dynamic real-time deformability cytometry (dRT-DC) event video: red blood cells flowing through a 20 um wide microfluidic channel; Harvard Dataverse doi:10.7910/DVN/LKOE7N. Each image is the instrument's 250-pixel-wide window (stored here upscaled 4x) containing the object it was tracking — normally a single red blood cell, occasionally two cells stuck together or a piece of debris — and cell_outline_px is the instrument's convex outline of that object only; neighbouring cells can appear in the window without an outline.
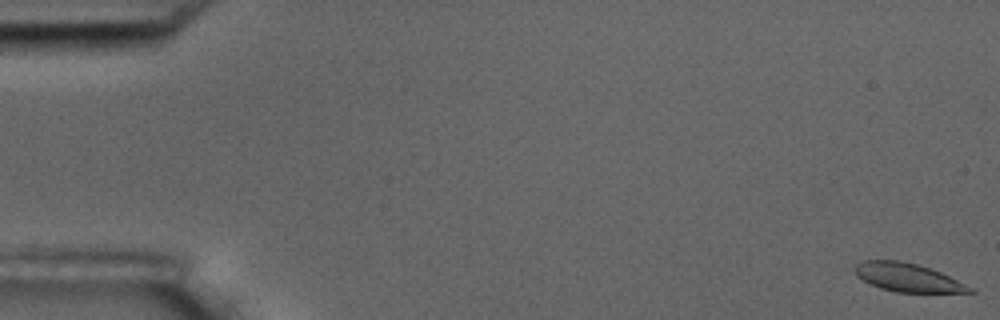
{"species": "common noctule bat (a hibernating species)", "species_latin": "Nyctalus noctula", "temperature_condition": "room temperature", "stored_images_in_passage": 6, "camera_frame_rate_fps": 3000, "um_per_image_px": 0.085, "animal": {"sex": "male", "body_mass_g": 17.5, "forearm_length_mm": 52.3}, "frame": {"image": 1, "passage_image": 1, "time_ms": 0.0, "image_size_px": [1000, 320], "cell_outline_px": [[976, 292], [896, 292], [880, 288], [856, 276], [852, 268], [856, 264], [864, 260], [900, 260], [916, 264], [940, 272], [972, 288]], "centroid_in_image_um": [77.08, 23.57], "position_along_channel_um": 7.9, "area_um2": 18.73}}
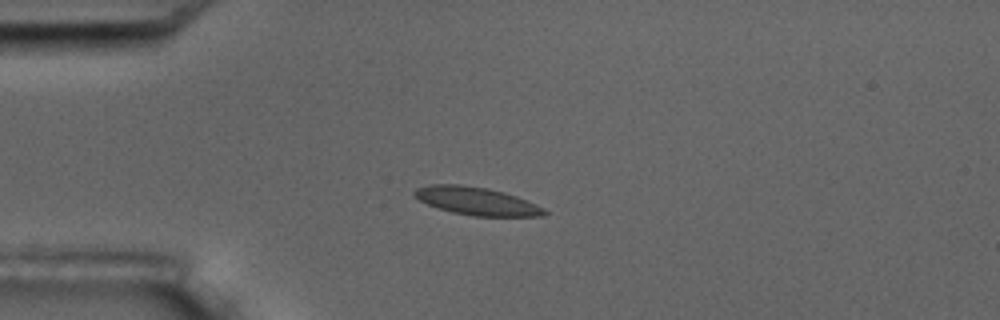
{"frame": {"image": 2, "passage_image": 5, "time_ms": 4.667, "image_size_px": [1000, 320], "cell_outline_px": [[548, 212], [544, 216], [472, 216], [452, 212], [428, 204], [420, 200], [412, 192], [416, 188], [428, 184], [460, 184], [488, 188], [504, 192], [516, 196], [536, 204], [544, 208]], "centroid_in_image_um": [40.52, 17.08], "position_along_channel_um": 44.5, "area_um2": 21.1}}